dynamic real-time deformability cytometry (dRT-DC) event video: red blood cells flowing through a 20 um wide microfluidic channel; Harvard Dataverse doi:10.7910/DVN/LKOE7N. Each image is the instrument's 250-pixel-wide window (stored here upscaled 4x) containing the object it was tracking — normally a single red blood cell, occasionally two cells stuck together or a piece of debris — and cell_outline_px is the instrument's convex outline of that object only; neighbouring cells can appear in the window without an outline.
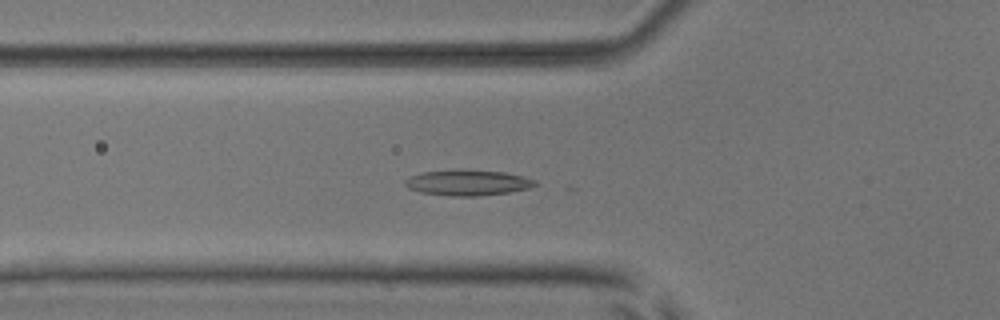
{"species": "common noctule bat (a hibernating species)", "species_latin": "Nyctalus noctula", "temperature_condition": "room temperature", "stored_images_in_passage": 37, "camera_frame_rate_fps": 3000, "um_per_image_px": 0.085, "animal": {"sex": "male", "body_mass_g": 17.9, "forearm_length_mm": 54.2}, "frame": {"image": 1, "passage_image": 3, "time_ms": 0.667, "image_size_px": [1000, 320], "cell_outline_px": [[536, 184], [528, 188], [508, 192], [480, 196], [452, 196], [420, 192], [408, 188], [404, 184], [404, 180], [420, 172], [504, 172], [524, 176], [536, 180]], "centroid_in_image_um": [39.76, 15.57], "position_along_channel_um": 86.0, "area_um2": 18.5}}
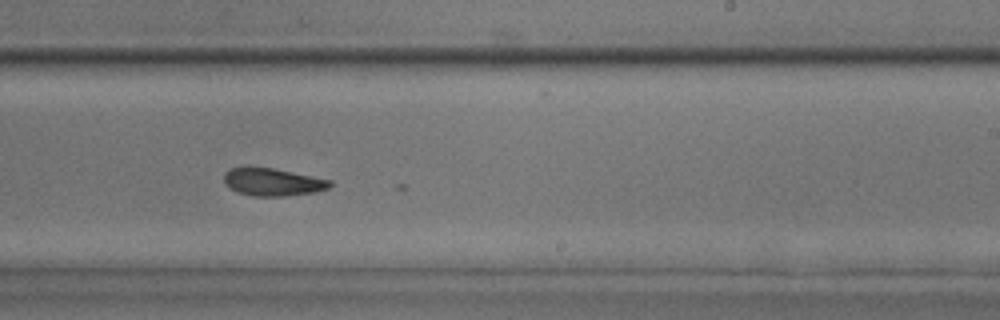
{"frame": {"image": 2, "passage_image": 17, "time_ms": 5.333, "image_size_px": [1000, 320], "cell_outline_px": [[332, 184], [328, 188], [316, 192], [284, 196], [252, 196], [240, 192], [232, 188], [224, 180], [224, 172], [232, 168], [272, 168], [332, 180]], "centroid_in_image_um": [23.23, 15.48], "position_along_channel_um": 265.8, "area_um2": 16.65}}
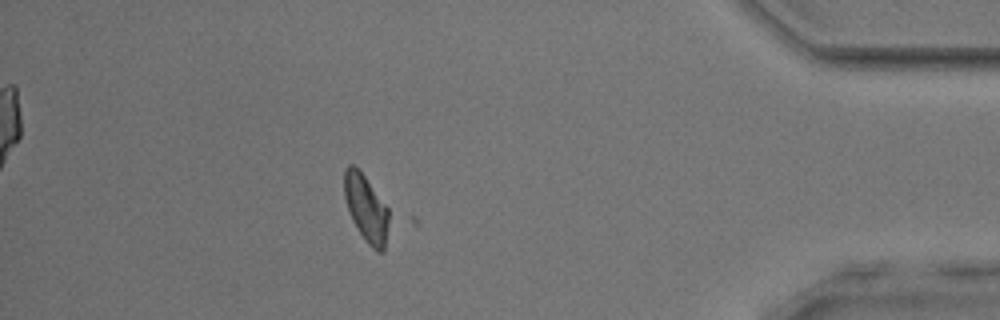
{"frame": {"image": 3, "passage_image": 31, "time_ms": 10.0, "image_size_px": [1000, 320], "cell_outline_px": [[388, 220], [384, 252], [376, 252], [368, 244], [352, 220], [344, 196], [344, 168], [348, 164], [352, 164], [364, 176], [388, 208]], "centroid_in_image_um": [31.1, 17.71], "position_along_channel_um": 404.1, "area_um2": 16.99}, "authors_computed_cell_mechanics": {"area_um2": 17.2822, "velocity_mm_per_s": 3.8783, "shape_relaxation_time_tau1_ms": null, "shape_relaxation_time_tau2_ms": 5.2626, "deformation_change_tau1": null, "deformation_change_tau2": 0.1012}}